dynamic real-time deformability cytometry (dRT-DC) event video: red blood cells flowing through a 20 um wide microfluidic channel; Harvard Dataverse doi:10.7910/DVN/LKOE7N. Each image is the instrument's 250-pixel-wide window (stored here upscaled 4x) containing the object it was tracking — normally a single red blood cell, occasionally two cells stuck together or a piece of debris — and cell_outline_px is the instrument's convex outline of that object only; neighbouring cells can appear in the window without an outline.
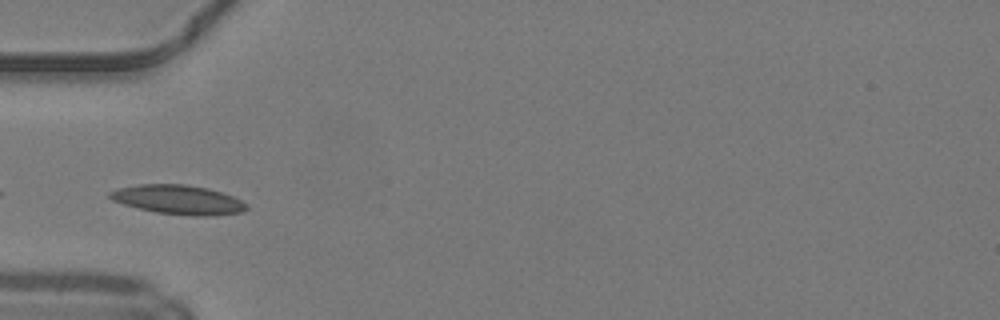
{"species": "common noctule bat (a hibernating species)", "species_latin": "Nyctalus noctula", "temperature_condition": "warm", "stored_images_in_passage": 33, "camera_frame_rate_fps": 3000, "um_per_image_px": 0.085, "animal": {"sex": "male", "body_mass_g": 19.2, "forearm_length_mm": 51.8}, "frame": {"image": 1, "passage_image": 1, "time_ms": 0.0, "image_size_px": [1000, 320], "cell_outline_px": [[248, 208], [240, 212], [212, 216], [196, 216], [156, 212], [124, 204], [112, 200], [108, 196], [108, 192], [116, 188], [140, 184], [184, 184], [208, 188], [232, 196], [240, 200]], "centroid_in_image_um": [15.11, 16.96], "position_along_channel_um": 69.9, "area_um2": 23.06}}
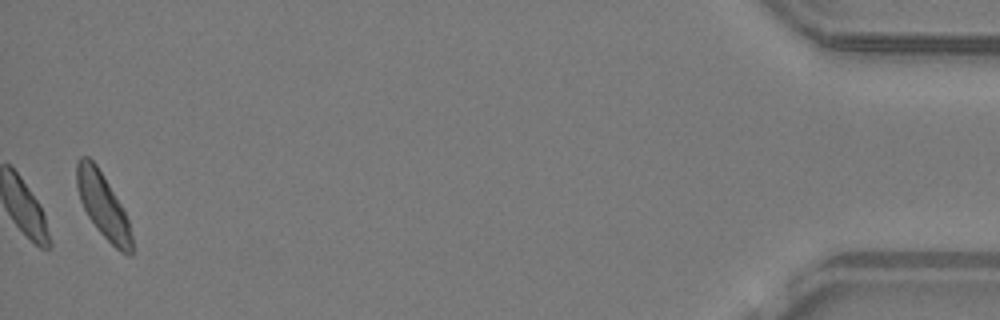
{"frame": {"image": 2, "passage_image": 33, "time_ms": 10.667, "image_size_px": [1000, 320], "cell_outline_px": [[132, 256], [128, 256], [120, 252], [96, 228], [88, 216], [80, 200], [76, 188], [76, 164], [80, 156], [88, 156], [96, 164], [120, 204], [128, 220], [132, 236]], "centroid_in_image_um": [8.73, 17.47], "position_along_channel_um": 426.5, "area_um2": 20.52}, "authors_computed_cell_mechanics": {"area_um2": 20.2878, "velocity_mm_per_s": 4.1771, "shape_relaxation_time_tau1_ms": 3.3463, "shape_relaxation_time_tau2_ms": 3.8762, "deformation_change_tau1": 0.0939, "deformation_change_tau2": 0.108}}